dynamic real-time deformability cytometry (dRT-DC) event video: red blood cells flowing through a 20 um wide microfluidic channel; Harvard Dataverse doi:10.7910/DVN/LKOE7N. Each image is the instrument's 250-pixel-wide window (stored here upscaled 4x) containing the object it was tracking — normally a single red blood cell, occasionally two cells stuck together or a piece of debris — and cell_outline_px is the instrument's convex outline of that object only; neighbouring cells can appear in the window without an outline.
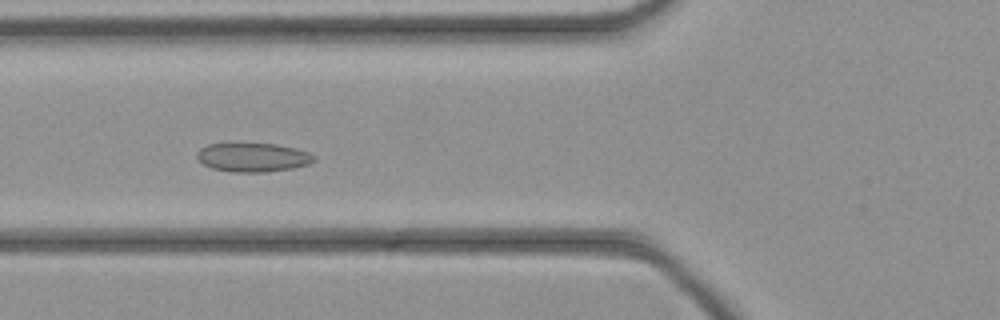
{"species": "common noctule bat (a hibernating species)", "species_latin": "Nyctalus noctula", "temperature_condition": "cold", "stored_images_in_passage": 46, "camera_frame_rate_fps": 3000, "um_per_image_px": 0.085, "animal": {"sex": "female", "body_mass_g": 21.9}, "frame": {"image": 1, "passage_image": 18, "time_ms": 5.667, "image_size_px": [1000, 320], "cell_outline_px": [[316, 160], [308, 164], [292, 168], [268, 172], [232, 172], [212, 168], [204, 164], [196, 156], [196, 152], [200, 148], [208, 144], [276, 144], [296, 148], [308, 152], [316, 156]], "centroid_in_image_um": [21.51, 13.38], "position_along_channel_um": 104.3, "area_um2": 19.65}}
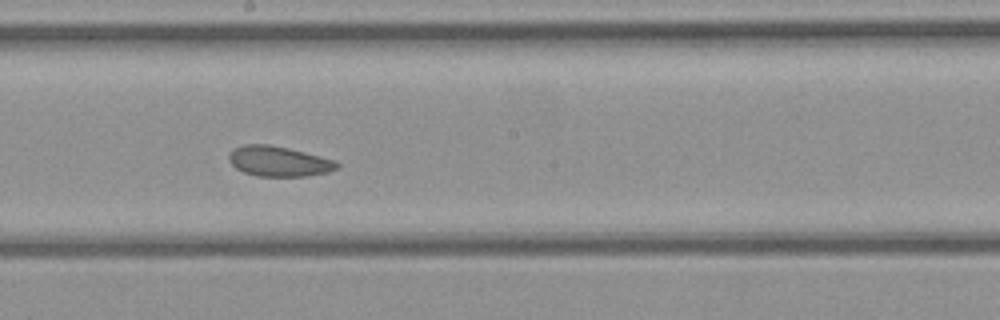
{"frame": {"image": 2, "passage_image": 26, "time_ms": 8.333, "image_size_px": [1000, 320], "cell_outline_px": [[340, 164], [336, 168], [328, 172], [308, 176], [256, 176], [244, 172], [236, 168], [228, 160], [228, 152], [232, 148], [244, 144], [268, 144], [288, 148], [336, 160]], "centroid_in_image_um": [23.66, 13.7], "position_along_channel_um": 224.5, "area_um2": 19.13}}
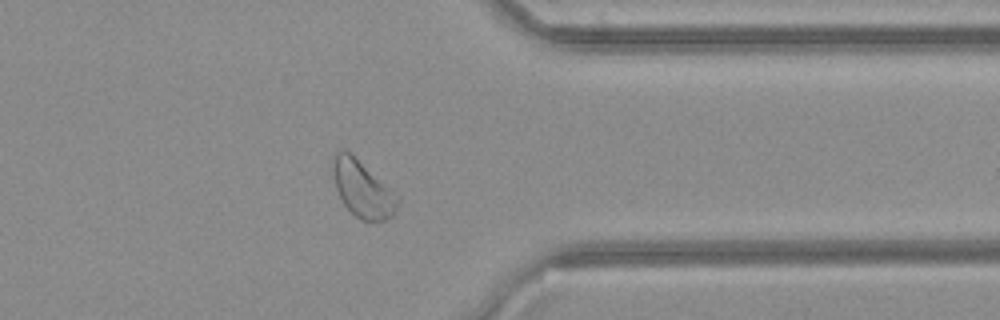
{"frame": {"image": 3, "passage_image": 37, "time_ms": 12.0, "image_size_px": [1000, 320], "cell_outline_px": [[400, 200], [392, 216], [384, 220], [368, 224], [356, 216], [344, 204], [336, 188], [332, 172], [332, 156], [336, 152], [344, 148], [352, 152], [400, 196]], "centroid_in_image_um": [30.83, 16.03], "position_along_channel_um": 380.6, "area_um2": 21.96}}